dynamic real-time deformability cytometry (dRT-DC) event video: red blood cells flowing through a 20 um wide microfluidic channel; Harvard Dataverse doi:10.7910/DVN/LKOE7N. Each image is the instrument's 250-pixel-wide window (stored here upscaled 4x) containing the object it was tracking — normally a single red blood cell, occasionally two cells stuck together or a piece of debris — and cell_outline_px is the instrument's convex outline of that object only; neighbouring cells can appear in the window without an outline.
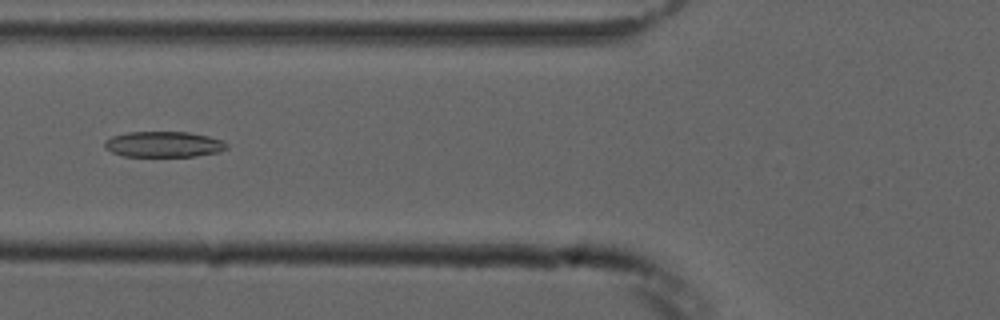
{"species": "common noctule bat (a hibernating species)", "species_latin": "Nyctalus noctula", "temperature_condition": "cold", "stored_images_in_passage": 6, "camera_frame_rate_fps": 3000, "um_per_image_px": 0.085, "animal": {"sex": "male", "forearm_length_mm": 52.5}, "frame": {"image": 1, "passage_image": 6, "time_ms": 6.667, "image_size_px": [1000, 320], "cell_outline_px": [[228, 148], [220, 152], [196, 156], [124, 156], [112, 152], [104, 148], [104, 140], [112, 136], [128, 132], [188, 132], [208, 136], [220, 140], [228, 144]], "centroid_in_image_um": [13.9, 12.27], "position_along_channel_um": 111.9, "area_um2": 18.32}}